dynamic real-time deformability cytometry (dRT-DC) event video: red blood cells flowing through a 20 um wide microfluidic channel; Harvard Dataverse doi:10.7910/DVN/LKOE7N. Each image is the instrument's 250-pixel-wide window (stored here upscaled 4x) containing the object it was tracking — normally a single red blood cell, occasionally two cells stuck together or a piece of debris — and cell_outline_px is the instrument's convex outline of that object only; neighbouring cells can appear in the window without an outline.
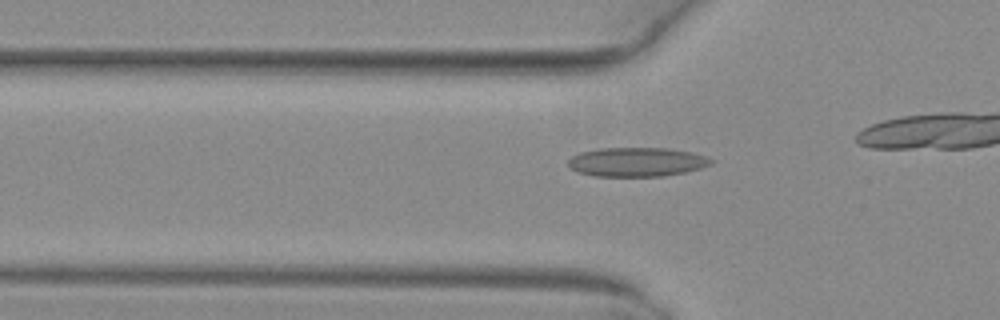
{"species": "common noctule bat (a hibernating species)", "species_latin": "Nyctalus noctula", "temperature_condition": "warm", "stored_images_in_passage": 16, "camera_frame_rate_fps": 3000, "um_per_image_px": 0.085, "animal": {"sex": "female", "body_mass_g": 29.2, "forearm_length_mm": 56.3}, "frame": {"image": 1, "passage_image": 7, "time_ms": 2.0, "image_size_px": [1000, 320], "cell_outline_px": [[712, 164], [700, 168], [684, 172], [664, 176], [596, 176], [580, 172], [568, 168], [568, 160], [572, 156], [580, 152], [600, 148], [668, 148], [688, 152], [704, 156], [712, 160]], "centroid_in_image_um": [54.08, 13.77], "position_along_channel_um": 71.7, "area_um2": 24.04}}
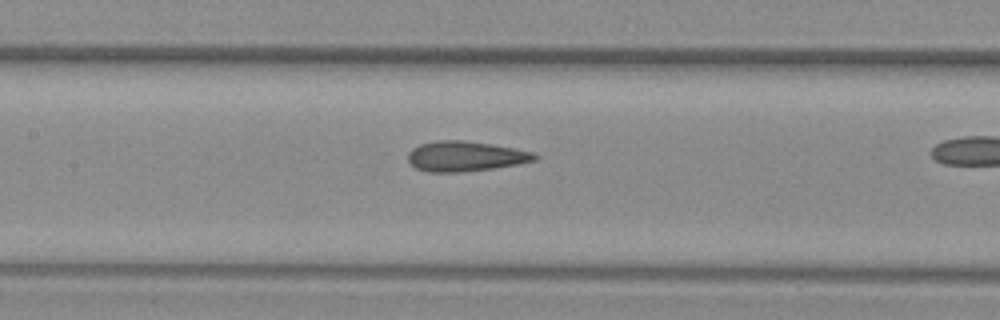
{"frame": {"image": 2, "passage_image": 14, "time_ms": 4.333, "image_size_px": [1000, 320], "cell_outline_px": [[540, 156], [536, 160], [516, 164], [492, 168], [460, 172], [428, 172], [416, 168], [408, 160], [408, 152], [412, 148], [420, 144], [440, 140], [464, 140], [492, 144], [536, 152]], "centroid_in_image_um": [39.57, 13.27], "position_along_channel_um": 167.8, "area_um2": 22.25}}